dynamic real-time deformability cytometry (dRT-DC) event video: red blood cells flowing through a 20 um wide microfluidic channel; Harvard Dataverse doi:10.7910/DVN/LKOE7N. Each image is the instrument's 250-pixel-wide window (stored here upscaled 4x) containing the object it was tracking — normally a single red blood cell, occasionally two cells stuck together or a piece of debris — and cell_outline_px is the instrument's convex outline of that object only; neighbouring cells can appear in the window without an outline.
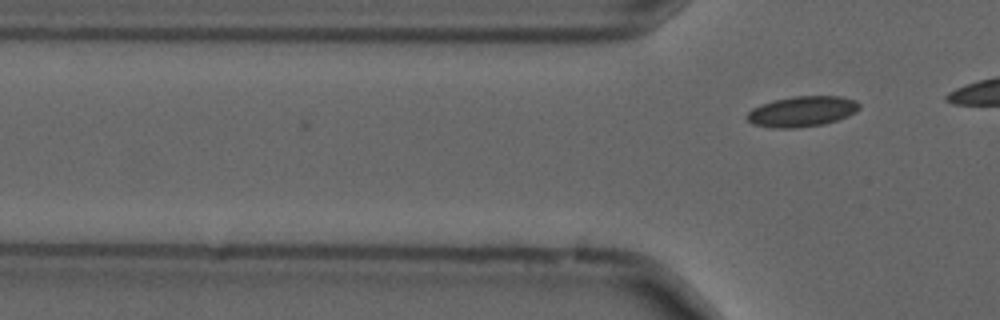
{"species": "common noctule bat (a hibernating species)", "species_latin": "Nyctalus noctula", "temperature_condition": "cold", "stored_images_in_passage": 13, "camera_frame_rate_fps": 3000, "um_per_image_px": 0.085, "animal": {"sex": "male", "forearm_length_mm": 52.5}, "frame": {"image": 1, "passage_image": 13, "time_ms": 4.0, "image_size_px": [1000, 320], "cell_outline_px": [[860, 108], [856, 112], [848, 116], [824, 124], [796, 128], [772, 128], [752, 124], [744, 116], [752, 108], [760, 104], [772, 100], [792, 96], [840, 96], [856, 100], [860, 104]], "centroid_in_image_um": [68.15, 9.47], "position_along_channel_um": 57.7, "area_um2": 20.23}}